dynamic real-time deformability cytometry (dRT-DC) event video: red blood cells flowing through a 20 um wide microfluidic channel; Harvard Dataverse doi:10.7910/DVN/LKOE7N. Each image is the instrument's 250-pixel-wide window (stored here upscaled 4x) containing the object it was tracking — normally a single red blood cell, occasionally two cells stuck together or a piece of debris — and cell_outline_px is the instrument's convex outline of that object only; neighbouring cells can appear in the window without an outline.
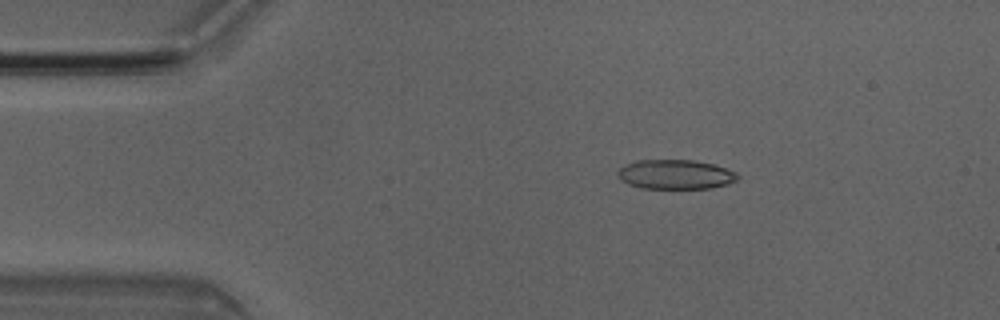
{"species": "Egyptian fruit bat (a non-hibernating species)", "species_latin": "Rousettus aegyptiacus", "temperature_condition": "room temperature", "stored_images_in_passage": 4, "camera_frame_rate_fps": 3000, "um_per_image_px": 0.085, "animal": {"sex": "male"}, "frame": {"image": 1, "passage_image": 1, "time_ms": 0.0, "image_size_px": [1000, 320], "cell_outline_px": [[740, 176], [736, 180], [728, 184], [712, 188], [644, 188], [628, 184], [620, 180], [616, 172], [620, 168], [636, 160], [692, 160], [712, 164], [736, 172]], "centroid_in_image_um": [57.41, 14.83], "position_along_channel_um": 27.6, "area_um2": 20.46}}
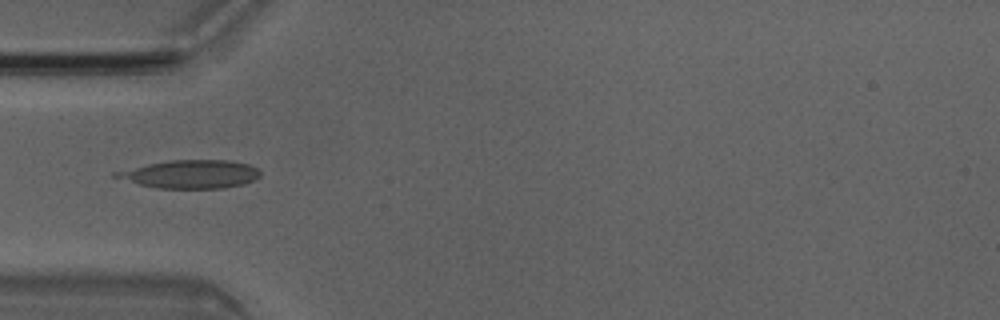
{"frame": {"image": 2, "passage_image": 3, "time_ms": 0.667, "image_size_px": [1000, 320], "cell_outline_px": [[260, 176], [256, 180], [244, 184], [224, 188], [156, 188], [140, 184], [112, 176], [112, 172], [148, 164], [172, 160], [228, 160], [248, 164], [256, 168], [260, 172]], "centroid_in_image_um": [16.22, 14.8], "position_along_channel_um": 68.8, "area_um2": 23.64}}